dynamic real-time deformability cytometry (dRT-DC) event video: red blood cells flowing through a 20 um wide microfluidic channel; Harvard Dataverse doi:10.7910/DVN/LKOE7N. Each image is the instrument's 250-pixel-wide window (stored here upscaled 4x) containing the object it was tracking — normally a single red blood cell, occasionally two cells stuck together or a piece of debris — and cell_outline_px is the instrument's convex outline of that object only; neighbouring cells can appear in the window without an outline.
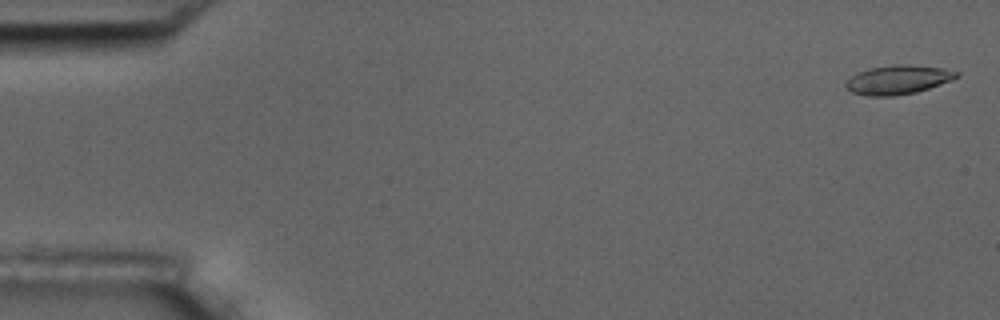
{"species": "common noctule bat (a hibernating species)", "species_latin": "Nyctalus noctula", "temperature_condition": "room temperature", "stored_images_in_passage": 57, "camera_frame_rate_fps": 3000, "um_per_image_px": 0.085, "animal": {"sex": "male", "body_mass_g": 17.5, "forearm_length_mm": 52.3}, "frame": {"image": 1, "passage_image": 2, "time_ms": 0.333, "image_size_px": [1000, 320], "cell_outline_px": [[960, 76], [952, 80], [916, 92], [892, 96], [868, 96], [852, 92], [844, 84], [852, 76], [860, 72], [872, 68], [896, 64], [908, 64], [944, 68], [960, 72]], "centroid_in_image_um": [76.38, 6.77], "position_along_channel_um": 8.6, "area_um2": 18.55}}
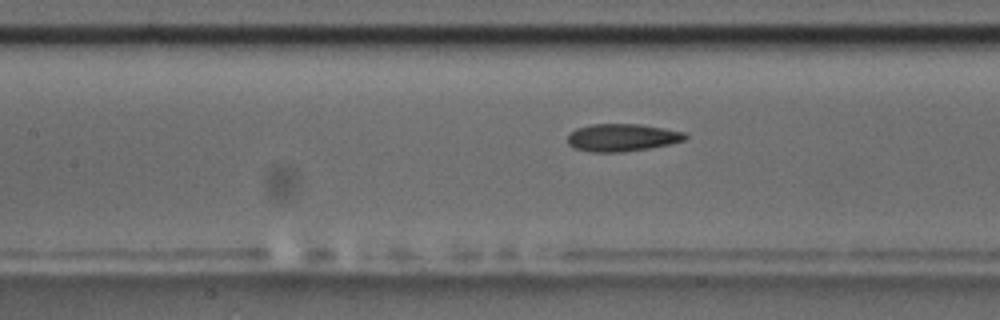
{"frame": {"image": 2, "passage_image": 26, "time_ms": 8.333, "image_size_px": [1000, 320], "cell_outline_px": [[688, 136], [684, 140], [668, 144], [648, 148], [624, 152], [592, 152], [576, 148], [568, 144], [568, 132], [576, 128], [592, 124], [640, 124], [664, 128], [684, 132]], "centroid_in_image_um": [52.85, 11.68], "position_along_channel_um": 154.5, "area_um2": 18.84}}
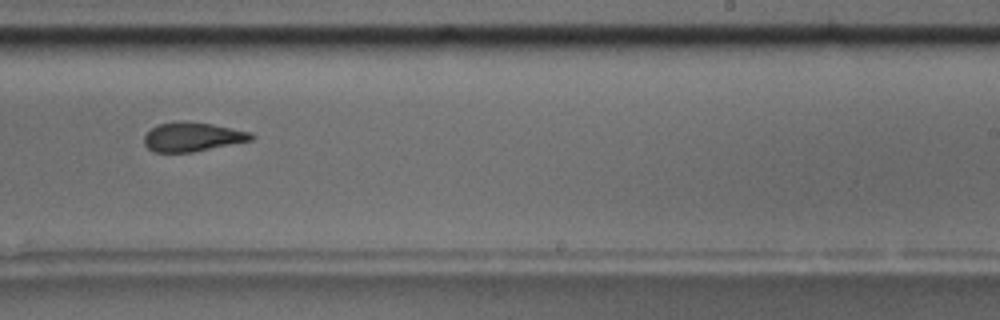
{"frame": {"image": 3, "passage_image": 36, "time_ms": 11.667, "image_size_px": [1000, 320], "cell_outline_px": [[256, 136], [252, 140], [192, 152], [156, 152], [148, 148], [144, 144], [144, 136], [152, 128], [160, 124], [176, 120], [180, 120], [212, 124], [252, 132]], "centroid_in_image_um": [16.37, 11.62], "position_along_channel_um": 272.6, "area_um2": 18.15}, "authors_computed_cell_mechanics": {"area_um2": 18.9006, "velocity_mm_per_s": 3.5621, "shape_relaxation_time_tau1_ms": null, "shape_relaxation_time_tau2_ms": 3.825, "deformation_change_tau1": null, "deformation_change_tau2": 0.1161}}